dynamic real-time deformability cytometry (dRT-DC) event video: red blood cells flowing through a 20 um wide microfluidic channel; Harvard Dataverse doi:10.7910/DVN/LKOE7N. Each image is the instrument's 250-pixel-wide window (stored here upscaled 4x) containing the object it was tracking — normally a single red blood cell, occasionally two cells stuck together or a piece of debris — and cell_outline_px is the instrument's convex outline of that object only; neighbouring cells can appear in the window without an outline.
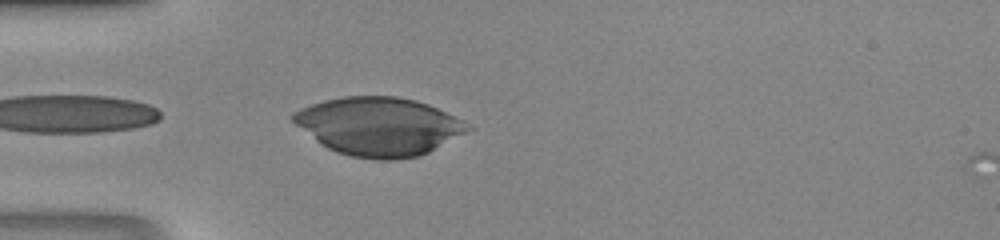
{"species": "human", "species_latin": "Homo sapiens", "temperature_condition": "room temperature", "stored_images_in_passage": 21, "camera_frame_rate_fps": 3000, "um_per_image_px": 0.085, "donor": {"sex": "male"}, "frame": {"image": 1, "passage_image": 1, "time_ms": 0.0, "image_size_px": [1000, 240], "cell_outline_px": [[472, 128], [428, 152], [416, 156], [396, 160], [376, 160], [352, 156], [336, 152], [320, 144], [296, 124], [288, 116], [292, 112], [300, 108], [324, 100], [344, 96], [396, 96], [416, 100], [428, 104], [464, 120]], "centroid_in_image_um": [32.16, 10.73], "position_along_channel_um": 52.8, "area_um2": 59.07}}
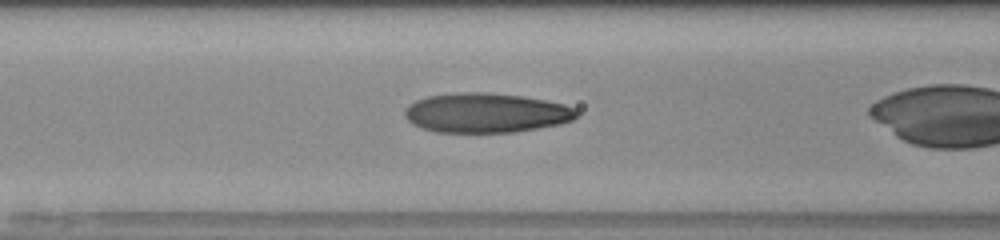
{"frame": {"image": 2, "passage_image": 4, "time_ms": 1.0, "image_size_px": [1000, 240], "cell_outline_px": [[580, 112], [572, 120], [560, 124], [516, 132], [436, 132], [412, 124], [404, 116], [404, 108], [408, 104], [416, 100], [428, 96], [460, 92], [484, 92], [524, 96], [564, 104], [576, 108]], "centroid_in_image_um": [41.31, 9.59], "position_along_channel_um": 125.3, "area_um2": 39.82}}